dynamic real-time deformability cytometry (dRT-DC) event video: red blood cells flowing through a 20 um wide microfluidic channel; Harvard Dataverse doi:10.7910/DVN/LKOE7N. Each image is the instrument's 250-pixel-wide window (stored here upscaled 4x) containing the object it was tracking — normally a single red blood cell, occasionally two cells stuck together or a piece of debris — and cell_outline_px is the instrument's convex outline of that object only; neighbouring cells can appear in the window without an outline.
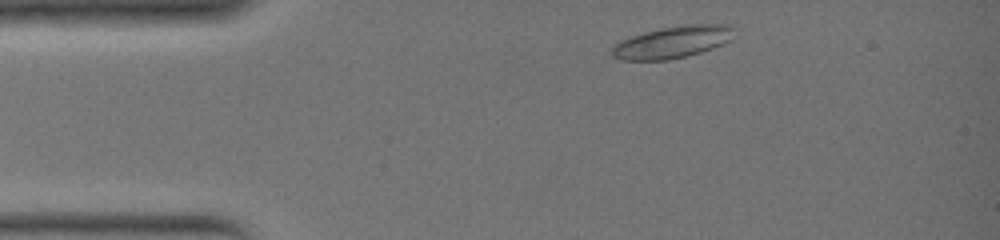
{"species": "common noctule bat (a hibernating species)", "species_latin": "Nyctalus noctula", "temperature_condition": "warm", "stored_images_in_passage": 27, "camera_frame_rate_fps": 3000, "um_per_image_px": 0.085, "animal": {"sex": "female", "body_mass_g": 19.0, "forearm_length_mm": 51.5}, "frame": {"image": 1, "passage_image": 2, "time_ms": 0.333, "image_size_px": [1000, 240], "cell_outline_px": [[732, 40], [724, 44], [700, 52], [668, 60], [620, 60], [612, 56], [612, 48], [620, 40], [644, 32], [660, 28], [684, 24], [732, 24]], "centroid_in_image_um": [57.17, 3.57], "position_along_channel_um": 27.8, "area_um2": 22.77}}
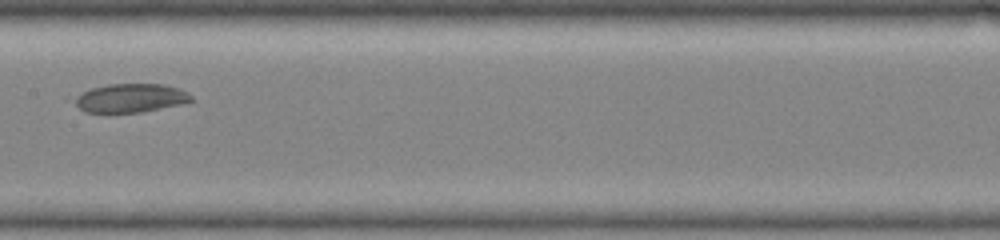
{"frame": {"image": 2, "passage_image": 14, "time_ms": 4.333, "image_size_px": [1000, 240], "cell_outline_px": [[192, 100], [184, 104], [140, 112], [84, 112], [72, 100], [76, 96], [92, 88], [108, 84], [164, 84], [188, 92], [192, 96]], "centroid_in_image_um": [11.12, 8.33], "position_along_channel_um": 196.3, "area_um2": 19.36}}
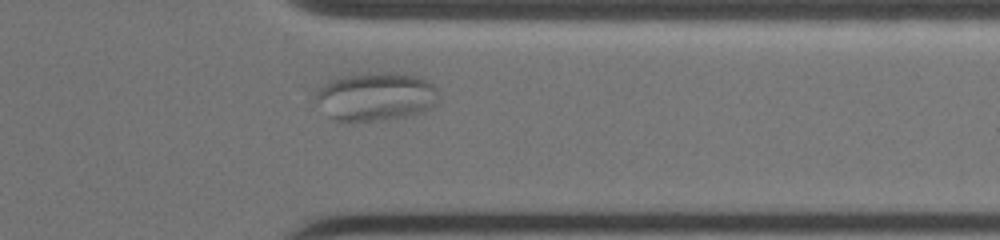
{"frame": {"image": 3, "passage_image": 24, "time_ms": 7.667, "image_size_px": [1000, 240], "cell_outline_px": [[440, 100], [436, 104], [424, 112], [404, 116], [380, 120], [332, 120], [328, 116], [316, 100], [316, 92], [328, 80], [340, 76], [360, 72], [388, 72], [420, 76], [432, 84], [440, 92]], "centroid_in_image_um": [31.98, 8.17], "position_along_channel_um": 379.4, "area_um2": 35.03}}